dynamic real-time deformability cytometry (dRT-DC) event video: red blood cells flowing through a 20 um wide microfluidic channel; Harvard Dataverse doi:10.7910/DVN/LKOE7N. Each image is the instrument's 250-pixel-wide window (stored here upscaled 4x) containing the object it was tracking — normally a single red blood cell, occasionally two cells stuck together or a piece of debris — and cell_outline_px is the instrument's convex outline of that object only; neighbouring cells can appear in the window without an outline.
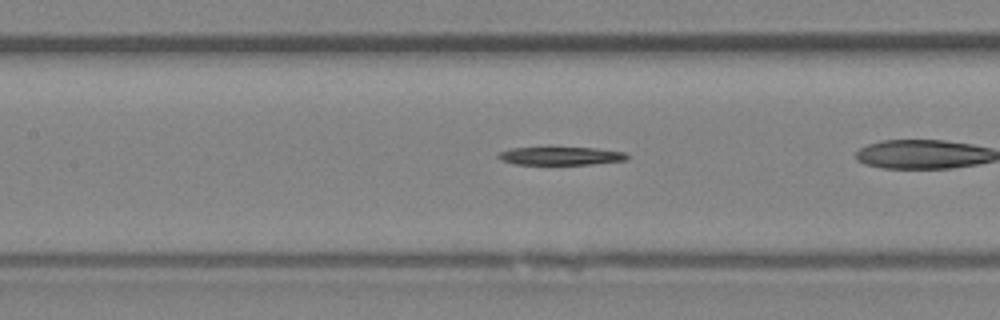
{"species": "Egyptian fruit bat (a non-hibernating species)", "species_latin": "Rousettus aegyptiacus", "temperature_condition": "room temperature", "stored_images_in_passage": 24, "camera_frame_rate_fps": 3000, "um_per_image_px": 0.085, "animal": {"sex": "female"}, "frame": {"image": 1, "passage_image": 8, "time_ms": 2.333, "image_size_px": [1000, 320], "cell_outline_px": [[628, 160], [592, 164], [516, 164], [500, 160], [496, 156], [500, 152], [512, 148], [548, 144], [596, 148], [624, 152], [628, 156]], "centroid_in_image_um": [47.61, 13.19], "position_along_channel_um": 159.8, "area_um2": 14.62}}